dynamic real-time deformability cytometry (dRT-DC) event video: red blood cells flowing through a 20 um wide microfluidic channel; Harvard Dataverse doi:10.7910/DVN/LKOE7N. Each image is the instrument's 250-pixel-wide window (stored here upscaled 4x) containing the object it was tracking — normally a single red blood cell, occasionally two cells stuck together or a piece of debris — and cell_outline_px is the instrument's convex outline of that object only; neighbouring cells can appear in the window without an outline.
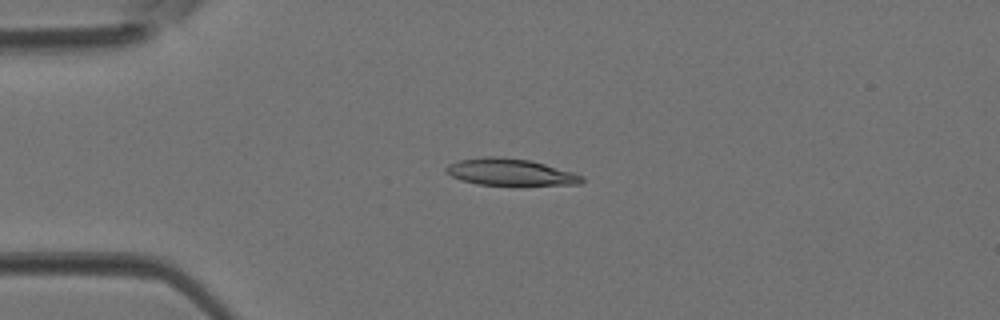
{"species": "Egyptian fruit bat (a non-hibernating species)", "species_latin": "Rousettus aegyptiacus", "temperature_condition": "room temperature", "stored_images_in_passage": 2, "camera_frame_rate_fps": 3000, "um_per_image_px": 0.085, "animal": {"sex": "female"}, "frame": {"image": 1, "passage_image": 1, "time_ms": 0.0, "image_size_px": [1000, 320], "cell_outline_px": [[584, 180], [580, 184], [476, 184], [460, 180], [444, 172], [444, 168], [448, 164], [460, 160], [484, 156], [496, 156], [528, 160], [544, 164], [572, 172], [584, 176]], "centroid_in_image_um": [43.3, 14.61], "position_along_channel_um": 41.7, "area_um2": 20.81}}